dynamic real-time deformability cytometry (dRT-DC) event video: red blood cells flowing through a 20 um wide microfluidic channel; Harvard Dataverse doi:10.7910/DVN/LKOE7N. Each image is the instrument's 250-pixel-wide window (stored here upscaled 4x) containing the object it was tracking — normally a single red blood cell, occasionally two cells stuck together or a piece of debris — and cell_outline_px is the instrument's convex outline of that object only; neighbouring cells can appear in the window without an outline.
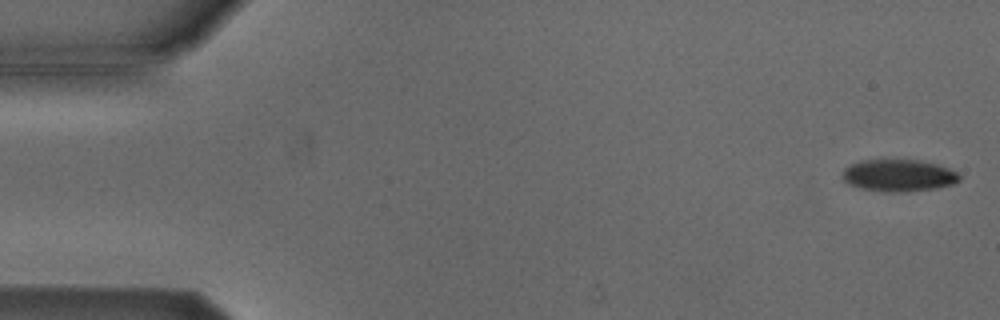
{"species": "Egyptian fruit bat (a non-hibernating species)", "species_latin": "Rousettus aegyptiacus", "temperature_condition": "cold", "stored_images_in_passage": 53, "camera_frame_rate_fps": 3000, "um_per_image_px": 0.085, "animal": {"sex": "male"}, "frame": {"image": 1, "passage_image": 1, "time_ms": 0.0, "image_size_px": [1000, 320], "cell_outline_px": [[960, 180], [952, 184], [936, 188], [908, 192], [888, 192], [860, 188], [848, 184], [844, 180], [844, 168], [860, 160], [920, 160], [936, 164], [948, 168], [956, 172], [960, 176]], "centroid_in_image_um": [76.39, 14.92], "position_along_channel_um": 8.6, "area_um2": 21.73}}
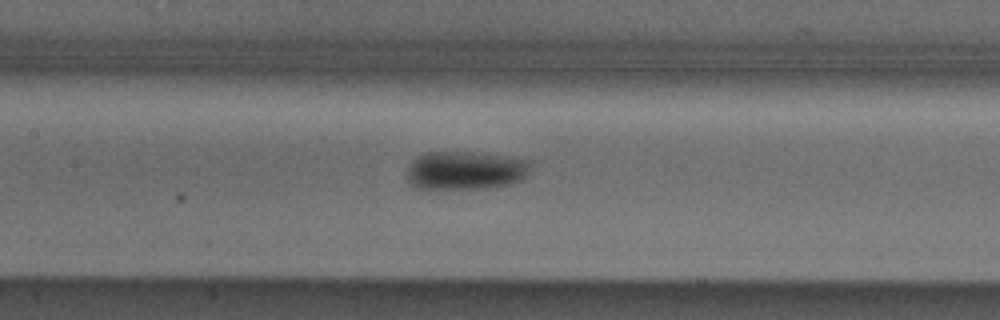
{"frame": {"image": 2, "passage_image": 24, "time_ms": 7.667, "image_size_px": [1000, 320], "cell_outline_px": [[532, 164], [528, 172], [520, 180], [508, 184], [480, 188], [428, 192], [416, 188], [408, 180], [408, 164], [416, 156], [424, 152], [472, 152], [504, 156], [532, 160]], "centroid_in_image_um": [39.48, 14.51], "position_along_channel_um": 167.9, "area_um2": 28.5}}
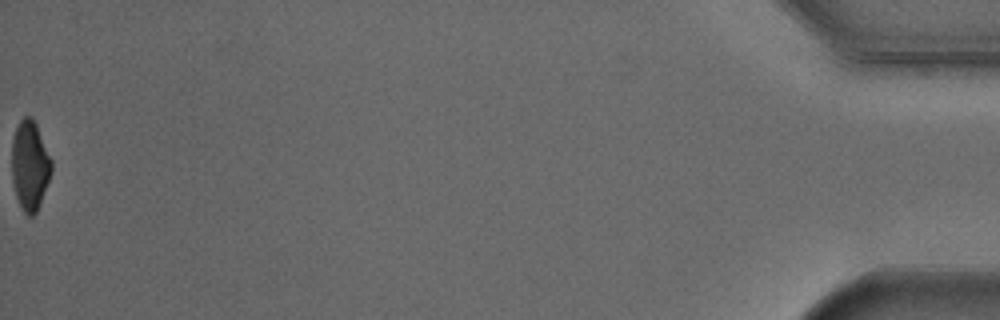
{"frame": {"image": 3, "passage_image": 53, "time_ms": 17.333, "image_size_px": [1000, 320], "cell_outline_px": [[52, 172], [40, 204], [36, 212], [32, 216], [28, 216], [24, 212], [16, 196], [12, 180], [12, 140], [16, 128], [20, 120], [24, 116], [32, 116], [36, 124], [52, 160]], "centroid_in_image_um": [2.54, 14.05], "position_along_channel_um": 432.7, "area_um2": 20.69}, "authors_computed_cell_mechanics": {"area_um2": 24.0448, "velocity_mm_per_s": 3.8545, "shape_relaxation_time_tau1_ms": 2.7739, "shape_relaxation_time_tau2_ms": null, "deformation_change_tau1": 0.1001, "deformation_change_tau2": null}}